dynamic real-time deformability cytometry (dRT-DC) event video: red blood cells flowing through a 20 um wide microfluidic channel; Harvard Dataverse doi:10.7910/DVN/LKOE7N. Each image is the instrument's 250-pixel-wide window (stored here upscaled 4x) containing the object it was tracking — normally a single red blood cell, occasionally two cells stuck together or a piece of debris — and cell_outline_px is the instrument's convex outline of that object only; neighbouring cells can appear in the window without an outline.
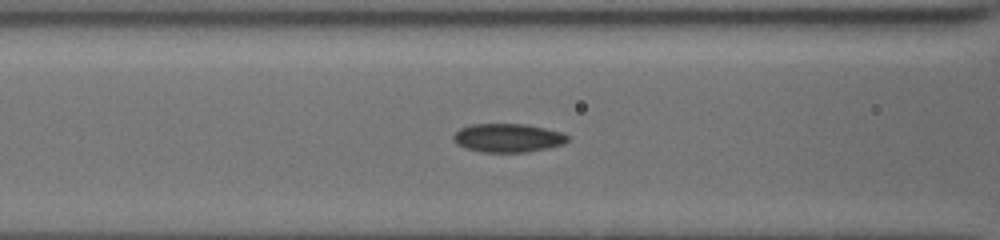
{"species": "common noctule bat (a hibernating species)", "species_latin": "Nyctalus noctula", "temperature_condition": "cold", "stored_images_in_passage": 34, "camera_frame_rate_fps": 3000, "um_per_image_px": 0.085, "animal": {"sex": "female", "body_mass_g": 19.5, "forearm_length_mm": 54.1}, "frame": {"image": 1, "passage_image": 13, "time_ms": 4.0, "image_size_px": [1000, 240], "cell_outline_px": [[568, 140], [564, 144], [548, 148], [528, 152], [484, 152], [468, 148], [456, 144], [452, 140], [452, 136], [460, 128], [472, 124], [524, 124], [544, 128], [560, 132], [568, 136]], "centroid_in_image_um": [43.15, 11.72], "position_along_channel_um": 123.4, "area_um2": 18.96}}
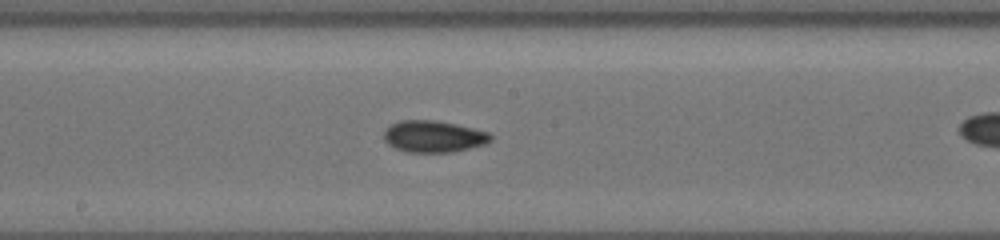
{"frame": {"image": 2, "passage_image": 20, "time_ms": 6.333, "image_size_px": [1000, 240], "cell_outline_px": [[492, 140], [488, 144], [452, 152], [408, 152], [396, 148], [388, 144], [384, 140], [384, 132], [392, 124], [400, 120], [432, 120], [456, 124], [488, 132], [492, 136]], "centroid_in_image_um": [36.88, 11.6], "position_along_channel_um": 211.3, "area_um2": 19.65}}
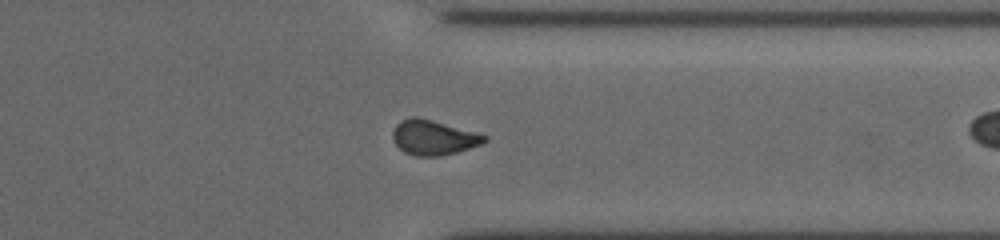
{"frame": {"image": 3, "passage_image": 33, "time_ms": 10.667, "image_size_px": [1000, 240], "cell_outline_px": [[488, 140], [480, 144], [456, 152], [440, 156], [416, 156], [404, 152], [396, 144], [392, 136], [392, 132], [396, 124], [400, 120], [412, 116], [416, 116], [432, 120], [488, 136]], "centroid_in_image_um": [36.81, 11.68], "position_along_channel_um": 374.6, "area_um2": 18.44}}